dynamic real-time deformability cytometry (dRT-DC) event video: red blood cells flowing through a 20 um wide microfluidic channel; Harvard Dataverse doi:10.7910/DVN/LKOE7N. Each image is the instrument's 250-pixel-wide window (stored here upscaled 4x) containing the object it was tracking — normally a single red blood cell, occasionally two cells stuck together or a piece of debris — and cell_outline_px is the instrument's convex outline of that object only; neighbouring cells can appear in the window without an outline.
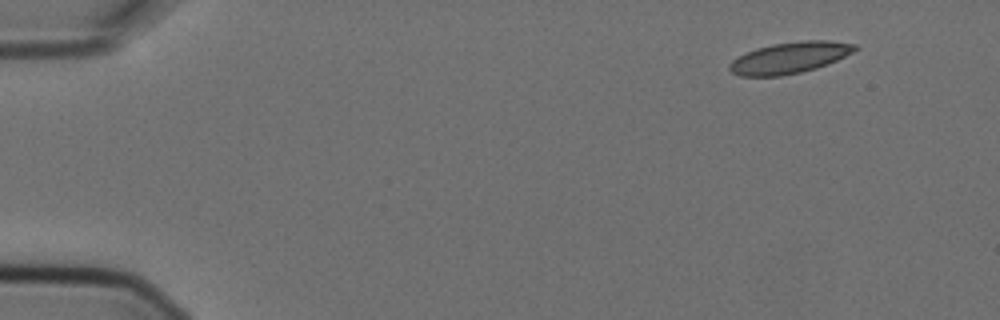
{"species": "Egyptian fruit bat (a non-hibernating species)", "species_latin": "Rousettus aegyptiacus", "temperature_condition": "cold", "stored_images_in_passage": 4, "camera_frame_rate_fps": 3000, "um_per_image_px": 0.085, "animal": {"sex": "female"}, "frame": {"image": 1, "passage_image": 1, "time_ms": 0.0, "image_size_px": [1000, 320], "cell_outline_px": [[860, 48], [828, 64], [816, 68], [800, 72], [780, 76], [740, 76], [732, 72], [728, 68], [728, 64], [732, 60], [756, 48], [772, 44], [800, 40], [828, 40], [856, 44]], "centroid_in_image_um": [67.13, 4.9], "position_along_channel_um": 17.9, "area_um2": 22.83}}